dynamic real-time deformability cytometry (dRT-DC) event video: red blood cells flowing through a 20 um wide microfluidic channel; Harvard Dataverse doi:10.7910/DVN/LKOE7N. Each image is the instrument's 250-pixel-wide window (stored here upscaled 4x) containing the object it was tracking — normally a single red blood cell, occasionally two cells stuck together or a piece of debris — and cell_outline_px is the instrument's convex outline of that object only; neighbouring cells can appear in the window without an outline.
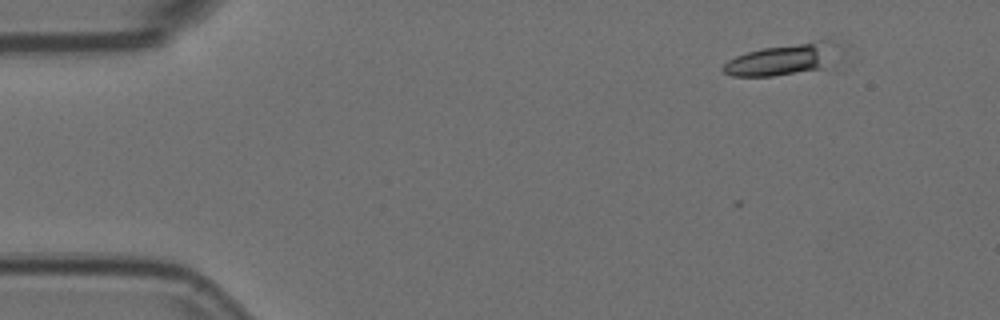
{"species": "Egyptian fruit bat (a non-hibernating species)", "species_latin": "Rousettus aegyptiacus", "temperature_condition": "room temperature", "stored_images_in_passage": 4, "camera_frame_rate_fps": 3000, "um_per_image_px": 0.085, "animal": {"sex": "female"}, "frame": {"image": 1, "passage_image": 1, "time_ms": 0.0, "image_size_px": [1000, 320], "cell_outline_px": [[848, 44], [824, 68], [772, 76], [732, 76], [724, 72], [720, 68], [728, 60], [736, 56], [748, 52], [764, 48], [828, 36]], "centroid_in_image_um": [66.77, 4.96], "position_along_channel_um": 18.2, "area_um2": 22.31}}